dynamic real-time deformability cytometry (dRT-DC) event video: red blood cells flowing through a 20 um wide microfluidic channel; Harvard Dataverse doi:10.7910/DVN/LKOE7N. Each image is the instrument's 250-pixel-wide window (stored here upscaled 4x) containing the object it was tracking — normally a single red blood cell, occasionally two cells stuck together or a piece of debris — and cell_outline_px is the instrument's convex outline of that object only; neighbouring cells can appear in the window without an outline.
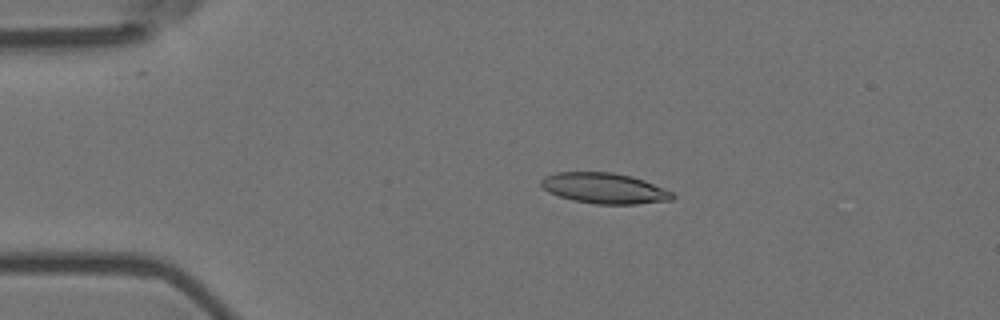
{"species": "Egyptian fruit bat (a non-hibernating species)", "species_latin": "Rousettus aegyptiacus", "temperature_condition": "room temperature", "stored_images_in_passage": 4, "camera_frame_rate_fps": 3000, "um_per_image_px": 0.085, "animal": {"sex": "female"}, "frame": {"image": 1, "passage_image": 1, "time_ms": 0.0, "image_size_px": [1000, 320], "cell_outline_px": [[676, 196], [672, 200], [636, 204], [596, 204], [572, 200], [548, 192], [540, 184], [540, 180], [544, 176], [556, 172], [612, 172], [632, 176], [644, 180], [664, 188], [672, 192]], "centroid_in_image_um": [51.37, 16.0], "position_along_channel_um": 33.6, "area_um2": 23.52}}
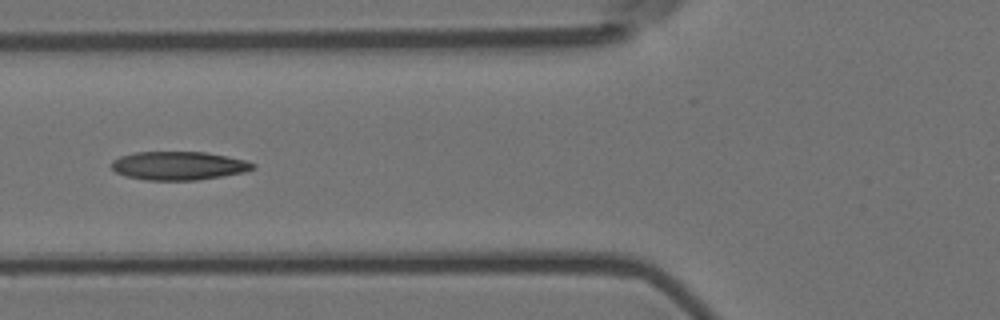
{"frame": {"image": 2, "passage_image": 4, "time_ms": 1.0, "image_size_px": [1000, 320], "cell_outline_px": [[256, 168], [244, 172], [196, 180], [148, 180], [124, 176], [116, 172], [112, 168], [112, 160], [120, 156], [136, 152], [204, 152], [244, 160], [256, 164]], "centroid_in_image_um": [15.16, 14.09], "position_along_channel_um": 110.6, "area_um2": 23.29}}